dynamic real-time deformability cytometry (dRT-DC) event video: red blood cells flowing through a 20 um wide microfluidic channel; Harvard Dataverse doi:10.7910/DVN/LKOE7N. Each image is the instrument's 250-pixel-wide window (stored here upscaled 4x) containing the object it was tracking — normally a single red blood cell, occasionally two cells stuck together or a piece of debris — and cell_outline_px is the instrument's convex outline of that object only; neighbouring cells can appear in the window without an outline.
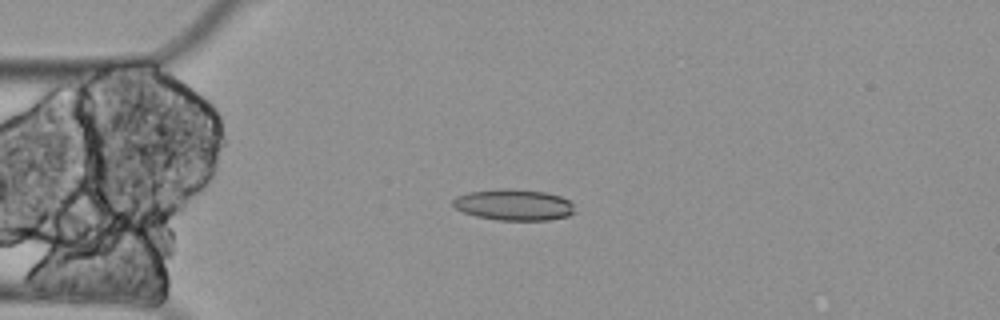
{"species": "Egyptian fruit bat (a non-hibernating species)", "species_latin": "Rousettus aegyptiacus", "temperature_condition": "cold", "stored_images_in_passage": 10, "camera_frame_rate_fps": 3000, "um_per_image_px": 0.085, "animal": {"sex": "female"}, "frame": {"image": 1, "passage_image": 3, "time_ms": 0.667, "image_size_px": [1000, 320], "cell_outline_px": [[572, 212], [568, 216], [548, 220], [496, 220], [476, 216], [464, 212], [456, 208], [452, 204], [452, 200], [456, 196], [468, 192], [500, 188], [512, 188], [544, 192], [560, 196], [568, 200], [572, 204]], "centroid_in_image_um": [43.62, 17.4], "position_along_channel_um": 41.4, "area_um2": 22.08}}
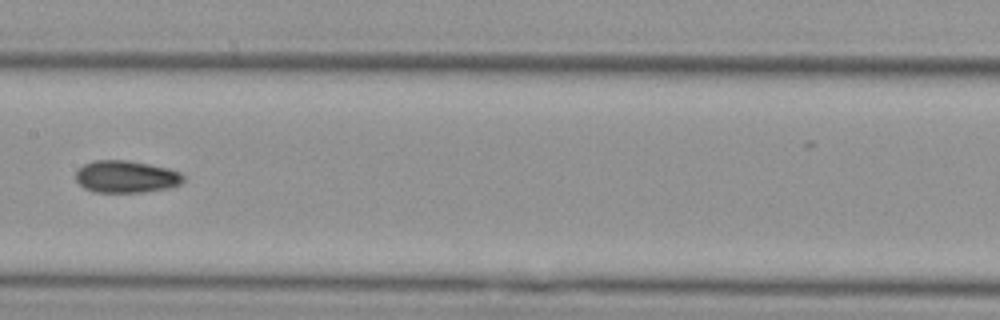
{"frame": {"image": 2, "passage_image": 7, "time_ms": 2.0, "image_size_px": [1000, 320], "cell_outline_px": [[184, 180], [180, 184], [168, 188], [144, 192], [96, 192], [84, 188], [76, 180], [76, 172], [84, 164], [92, 160], [128, 160], [168, 168], [180, 172], [184, 176]], "centroid_in_image_um": [10.72, 15.01], "position_along_channel_um": 196.7, "area_um2": 20.17}}
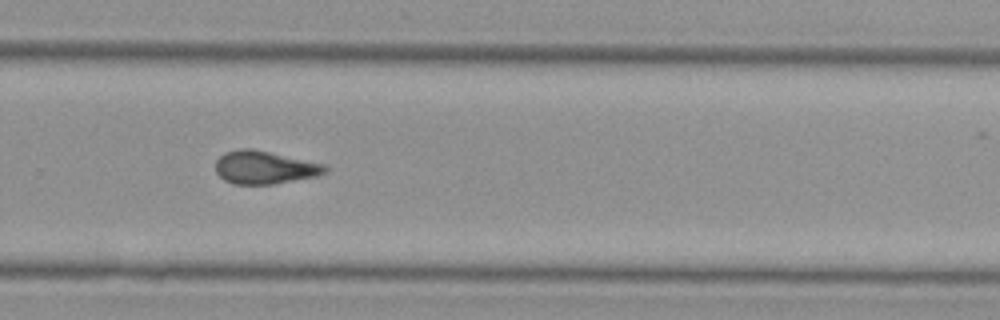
{"frame": {"image": 3, "passage_image": 10, "time_ms": 3.0, "image_size_px": [1000, 320], "cell_outline_px": [[328, 172], [316, 176], [272, 184], [232, 184], [224, 180], [216, 172], [216, 160], [224, 152], [240, 148], [252, 148], [324, 164], [328, 168]], "centroid_in_image_um": [22.47, 14.23], "position_along_channel_um": 307.3, "area_um2": 21.04}}